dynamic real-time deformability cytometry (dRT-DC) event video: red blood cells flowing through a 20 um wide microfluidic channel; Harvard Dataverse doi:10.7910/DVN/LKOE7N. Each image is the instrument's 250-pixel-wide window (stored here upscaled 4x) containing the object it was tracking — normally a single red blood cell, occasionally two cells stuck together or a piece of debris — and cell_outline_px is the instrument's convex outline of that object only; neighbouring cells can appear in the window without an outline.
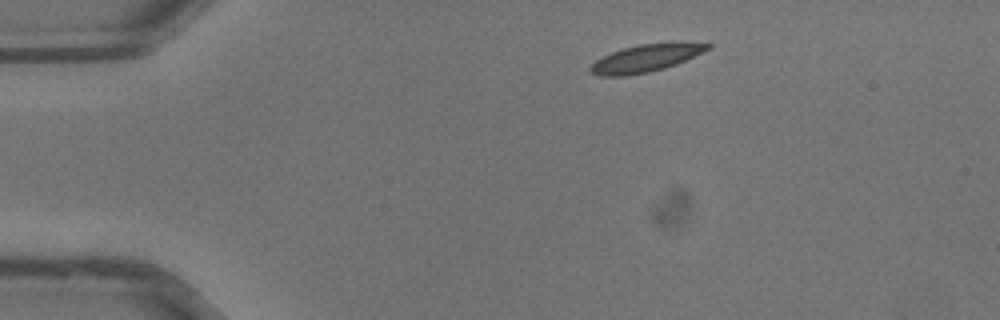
{"species": "common noctule bat (a hibernating species)", "species_latin": "Nyctalus noctula", "temperature_condition": "warm", "stored_images_in_passage": 31, "camera_frame_rate_fps": 3000, "um_per_image_px": 0.085, "animal": {"sex": "male", "body_mass_g": 13.3}, "frame": {"image": 1, "passage_image": 1, "time_ms": 0.0, "image_size_px": [1000, 320], "cell_outline_px": [[712, 48], [676, 64], [664, 68], [648, 72], [628, 76], [600, 76], [588, 72], [588, 68], [596, 60], [612, 52], [624, 48], [640, 44], [712, 44]], "centroid_in_image_um": [54.8, 4.99], "position_along_channel_um": 30.2, "area_um2": 18.15}}
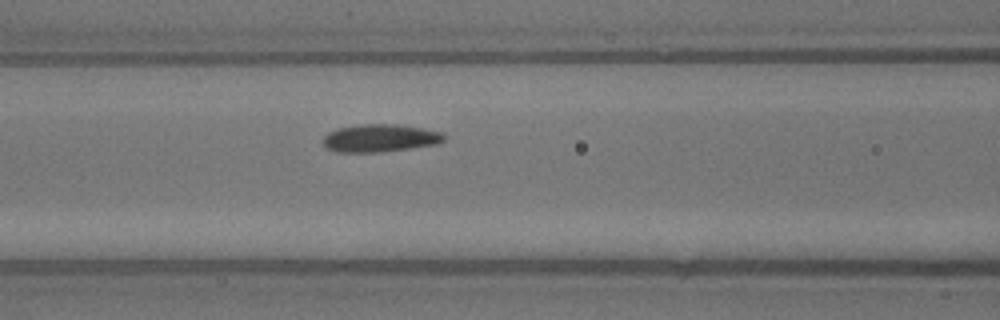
{"frame": {"image": 2, "passage_image": 10, "time_ms": 3.0, "image_size_px": [1000, 320], "cell_outline_px": [[444, 140], [440, 144], [412, 148], [380, 152], [336, 152], [328, 148], [320, 140], [328, 132], [340, 128], [360, 124], [396, 124], [444, 132]], "centroid_in_image_um": [32.31, 11.74], "position_along_channel_um": 134.3, "area_um2": 19.65}}
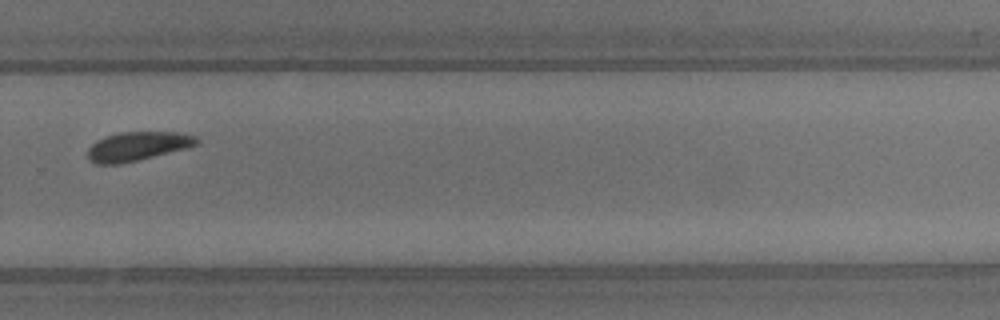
{"frame": {"image": 3, "passage_image": 20, "time_ms": 6.333, "image_size_px": [1000, 320], "cell_outline_px": [[200, 144], [188, 148], [140, 160], [120, 164], [96, 164], [88, 160], [88, 148], [96, 140], [104, 136], [120, 132], [180, 132], [196, 136], [200, 140]], "centroid_in_image_um": [11.72, 12.43], "position_along_channel_um": 318.1, "area_um2": 18.79}}